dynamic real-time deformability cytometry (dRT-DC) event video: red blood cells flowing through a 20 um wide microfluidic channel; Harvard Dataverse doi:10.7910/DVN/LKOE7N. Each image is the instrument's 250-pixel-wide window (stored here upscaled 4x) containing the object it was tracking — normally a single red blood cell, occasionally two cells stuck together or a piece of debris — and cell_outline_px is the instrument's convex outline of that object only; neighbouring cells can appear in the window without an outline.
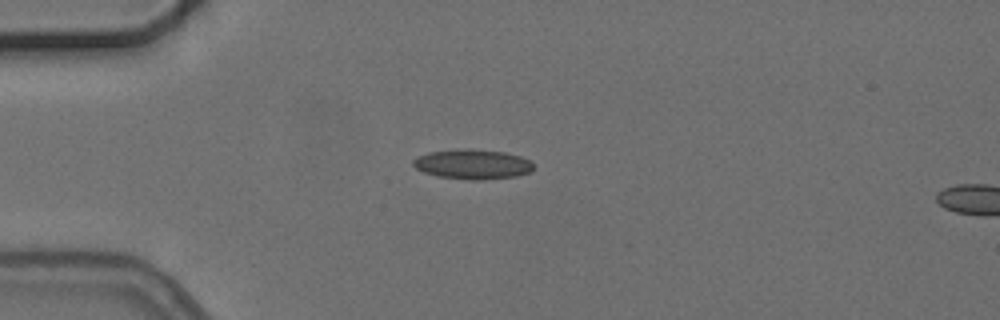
{"species": "common noctule bat (a hibernating species)", "species_latin": "Nyctalus noctula", "temperature_condition": "cold", "stored_images_in_passage": 2, "segment_of_instrument_passage": [1, 2], "camera_frame_rate_fps": 3000, "um_per_image_px": 0.085, "animal": {"sex": "female", "body_mass_g": 24.6, "forearm_length_mm": 56.2}, "frame": {"image": 1, "passage_image": 1, "time_ms": 0.0, "image_size_px": [1000, 320], "cell_outline_px": [[532, 172], [516, 176], [484, 180], [472, 180], [440, 176], [424, 172], [416, 168], [412, 164], [412, 160], [428, 152], [468, 148], [504, 152], [520, 156], [528, 160], [532, 164]], "centroid_in_image_um": [40.18, 13.96], "position_along_channel_um": 44.8, "area_um2": 20.75}}